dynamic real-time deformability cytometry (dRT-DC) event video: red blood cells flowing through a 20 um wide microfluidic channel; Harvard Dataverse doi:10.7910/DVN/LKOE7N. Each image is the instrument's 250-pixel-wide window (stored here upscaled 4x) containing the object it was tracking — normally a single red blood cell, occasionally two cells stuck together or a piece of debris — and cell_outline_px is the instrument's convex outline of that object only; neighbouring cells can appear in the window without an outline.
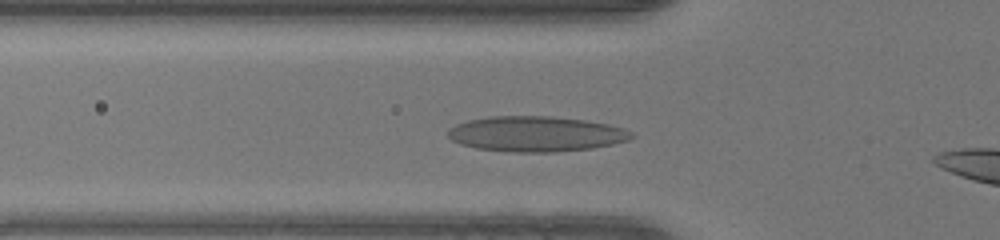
{"species": "human", "species_latin": "Homo sapiens", "temperature_condition": "warm", "stored_images_in_passage": 31, "camera_frame_rate_fps": 3000, "um_per_image_px": 0.085, "donor": {"sex": "female"}, "frame": {"image": 1, "passage_image": 7, "time_ms": 2.0, "image_size_px": [1000, 240], "cell_outline_px": [[636, 136], [628, 140], [612, 144], [592, 148], [556, 152], [512, 152], [476, 148], [460, 144], [452, 140], [448, 136], [448, 128], [456, 124], [468, 120], [492, 116], [552, 116], [584, 120], [608, 124], [624, 128], [632, 132]], "centroid_in_image_um": [45.56, 11.38], "position_along_channel_um": 80.2, "area_um2": 37.92}}
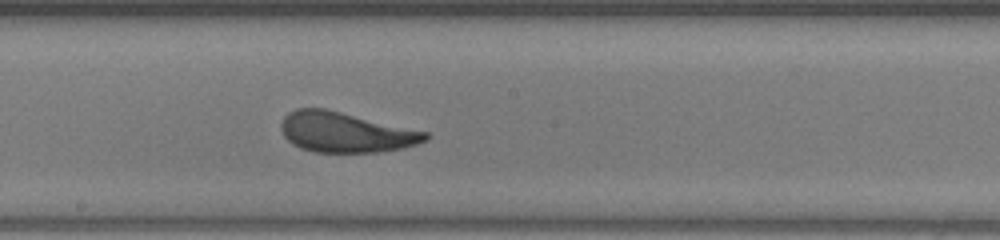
{"frame": {"image": 2, "passage_image": 17, "time_ms": 5.333, "image_size_px": [1000, 240], "cell_outline_px": [[428, 140], [404, 148], [380, 152], [316, 152], [300, 148], [292, 144], [284, 136], [280, 128], [280, 124], [284, 116], [288, 112], [296, 108], [324, 108], [428, 132]], "centroid_in_image_um": [29.35, 11.24], "position_along_channel_um": 218.9, "area_um2": 33.81}}
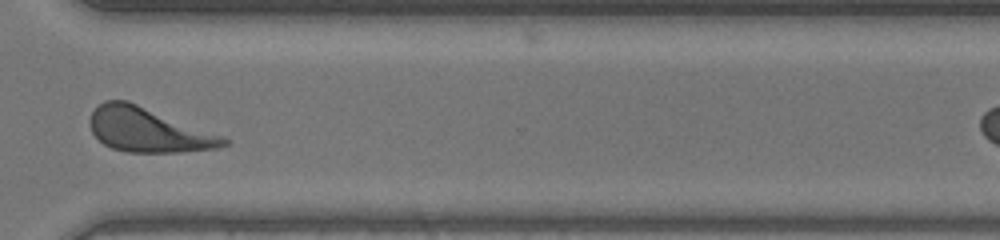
{"frame": {"image": 3, "passage_image": 27, "time_ms": 8.667, "image_size_px": [1000, 240], "cell_outline_px": [[232, 140], [228, 144], [216, 148], [180, 152], [128, 152], [112, 148], [104, 144], [92, 132], [88, 124], [88, 120], [92, 112], [104, 100], [128, 100], [224, 136]], "centroid_in_image_um": [12.6, 11.04], "position_along_channel_um": 358.0, "area_um2": 34.62}}